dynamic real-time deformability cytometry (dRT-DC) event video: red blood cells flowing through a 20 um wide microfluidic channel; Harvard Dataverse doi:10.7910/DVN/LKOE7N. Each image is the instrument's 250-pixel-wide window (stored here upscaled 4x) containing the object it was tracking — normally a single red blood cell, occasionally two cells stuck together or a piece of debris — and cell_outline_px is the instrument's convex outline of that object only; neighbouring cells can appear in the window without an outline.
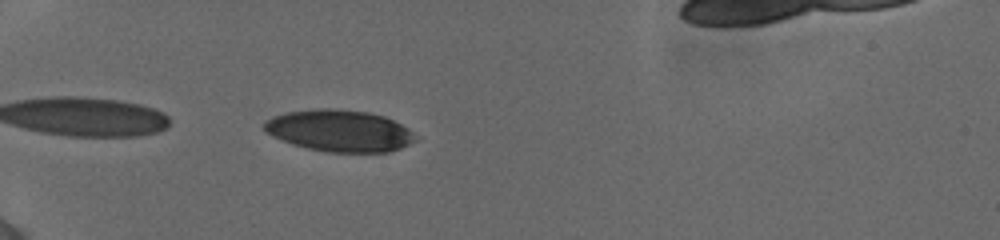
{"species": "human", "species_latin": "Homo sapiens", "temperature_condition": "cold", "stored_images_in_passage": 27, "camera_frame_rate_fps": 3000, "um_per_image_px": 0.085, "donor": {"sex": "female"}, "frame": {"image": 1, "passage_image": 3, "time_ms": 0.667, "image_size_px": [1000, 240], "cell_outline_px": [[420, 136], [416, 140], [400, 148], [388, 152], [328, 152], [308, 148], [292, 144], [272, 136], [264, 132], [264, 120], [272, 116], [288, 112], [320, 108], [332, 108], [368, 112], [384, 116], [408, 128]], "centroid_in_image_um": [28.86, 11.11], "position_along_channel_um": 56.1, "area_um2": 36.88}}
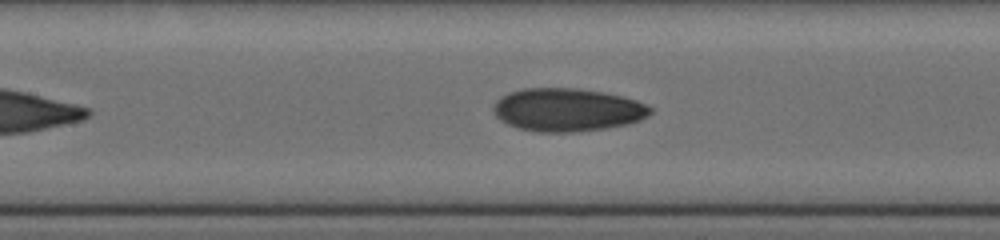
{"frame": {"image": 2, "passage_image": 13, "time_ms": 4.0, "image_size_px": [1000, 240], "cell_outline_px": [[652, 112], [648, 116], [640, 120], [628, 124], [604, 128], [572, 132], [536, 132], [516, 128], [500, 120], [492, 112], [492, 108], [496, 100], [500, 96], [508, 92], [524, 88], [576, 88], [600, 92], [620, 96], [636, 100], [652, 108]], "centroid_in_image_um": [48.17, 9.34], "position_along_channel_um": 159.2, "area_um2": 39.48}}
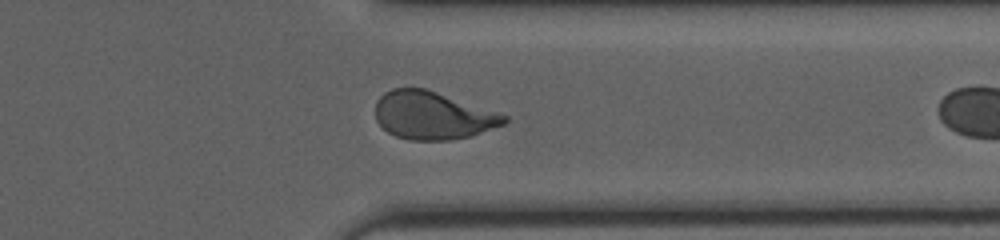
{"frame": {"image": 3, "passage_image": 26, "time_ms": 8.333, "image_size_px": [1000, 240], "cell_outline_px": [[508, 120], [504, 124], [468, 136], [452, 140], [408, 140], [396, 136], [388, 132], [376, 120], [376, 100], [384, 92], [392, 88], [428, 88], [508, 116]], "centroid_in_image_um": [36.75, 9.8], "position_along_channel_um": 374.7, "area_um2": 35.84}}